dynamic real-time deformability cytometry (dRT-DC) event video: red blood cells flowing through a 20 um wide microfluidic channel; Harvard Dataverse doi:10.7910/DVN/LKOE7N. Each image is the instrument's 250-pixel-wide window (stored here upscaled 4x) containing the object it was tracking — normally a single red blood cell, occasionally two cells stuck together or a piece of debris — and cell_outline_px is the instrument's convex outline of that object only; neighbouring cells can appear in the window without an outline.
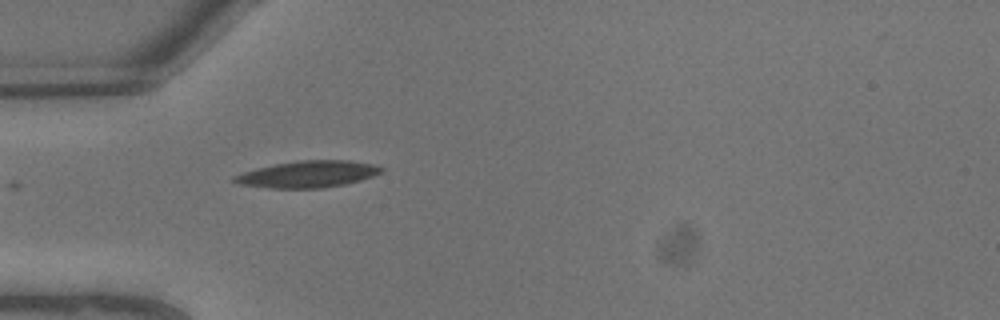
{"species": "common noctule bat (a hibernating species)", "species_latin": "Nyctalus noctula", "temperature_condition": "warm", "stored_images_in_passage": 1, "camera_frame_rate_fps": 3000, "um_per_image_px": 0.085, "animal": {"sex": "male", "body_mass_g": 13.3}, "frame": {"image": 1, "passage_image": 1, "time_ms": 0.0, "image_size_px": [1000, 320], "cell_outline_px": [[384, 172], [360, 180], [344, 184], [324, 188], [272, 188], [240, 184], [232, 180], [232, 176], [244, 172], [276, 164], [300, 160], [348, 160], [376, 164], [384, 168]], "centroid_in_image_um": [26.23, 14.8], "position_along_channel_um": 58.8, "area_um2": 22.72}}